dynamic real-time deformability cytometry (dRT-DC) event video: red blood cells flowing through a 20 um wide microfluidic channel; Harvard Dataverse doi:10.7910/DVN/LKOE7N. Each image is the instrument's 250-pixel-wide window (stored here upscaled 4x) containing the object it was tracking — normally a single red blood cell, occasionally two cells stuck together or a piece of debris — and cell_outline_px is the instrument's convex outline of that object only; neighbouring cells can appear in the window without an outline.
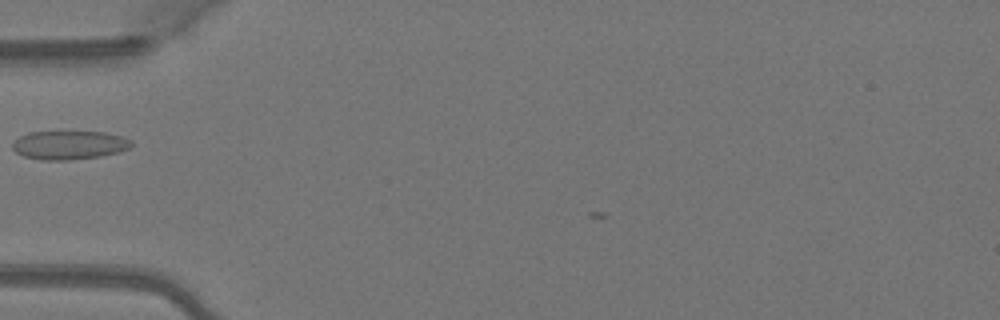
{"species": "Egyptian fruit bat (a non-hibernating species)", "species_latin": "Rousettus aegyptiacus", "temperature_condition": "warm", "stored_images_in_passage": 31, "camera_frame_rate_fps": 3000, "um_per_image_px": 0.085, "animal": {"sex": "female"}, "frame": {"image": 1, "passage_image": 3, "time_ms": 0.667, "image_size_px": [1000, 320], "cell_outline_px": [[132, 144], [128, 148], [120, 152], [100, 156], [72, 160], [40, 160], [24, 156], [16, 152], [12, 148], [12, 144], [20, 136], [28, 132], [56, 128], [104, 132], [120, 136], [132, 140]], "centroid_in_image_um": [5.85, 12.27], "position_along_channel_um": 79.2, "area_um2": 20.92}}
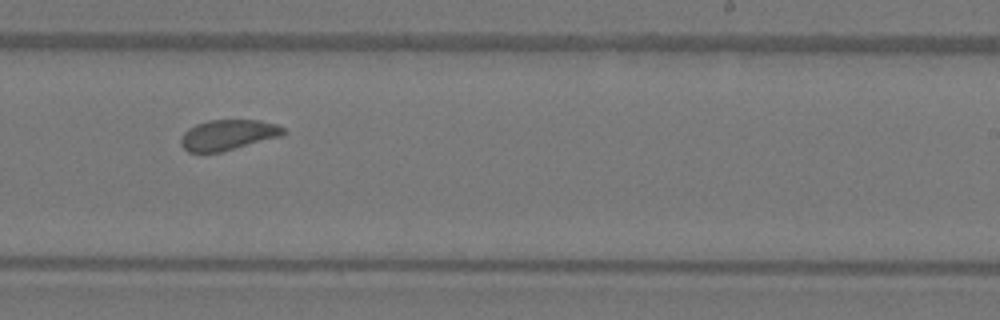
{"frame": {"image": 2, "passage_image": 17, "time_ms": 5.333, "image_size_px": [1000, 320], "cell_outline_px": [[284, 132], [280, 136], [220, 152], [188, 152], [180, 144], [180, 140], [184, 132], [188, 128], [196, 124], [208, 120], [260, 120], [276, 124], [284, 128]], "centroid_in_image_um": [19.34, 11.46], "position_along_channel_um": 269.7, "area_um2": 17.98}}
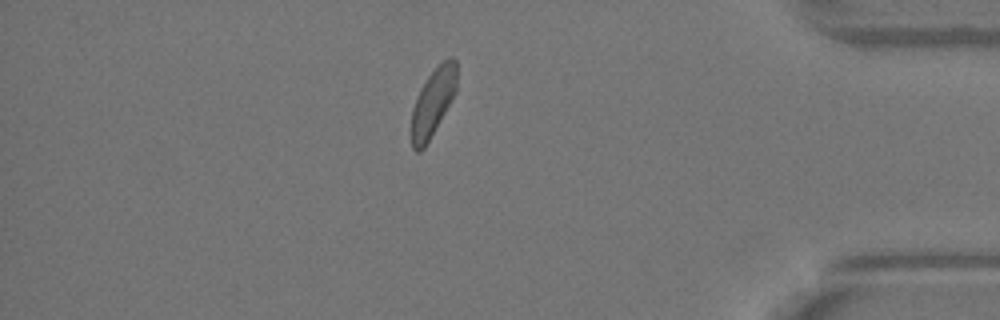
{"frame": {"image": 3, "passage_image": 29, "time_ms": 9.333, "image_size_px": [1000, 320], "cell_outline_px": [[456, 92], [424, 148], [420, 152], [416, 152], [412, 148], [412, 108], [416, 96], [420, 88], [428, 76], [448, 56], [452, 56], [456, 60]], "centroid_in_image_um": [36.79, 8.68], "position_along_channel_um": 398.4, "area_um2": 17.63}}